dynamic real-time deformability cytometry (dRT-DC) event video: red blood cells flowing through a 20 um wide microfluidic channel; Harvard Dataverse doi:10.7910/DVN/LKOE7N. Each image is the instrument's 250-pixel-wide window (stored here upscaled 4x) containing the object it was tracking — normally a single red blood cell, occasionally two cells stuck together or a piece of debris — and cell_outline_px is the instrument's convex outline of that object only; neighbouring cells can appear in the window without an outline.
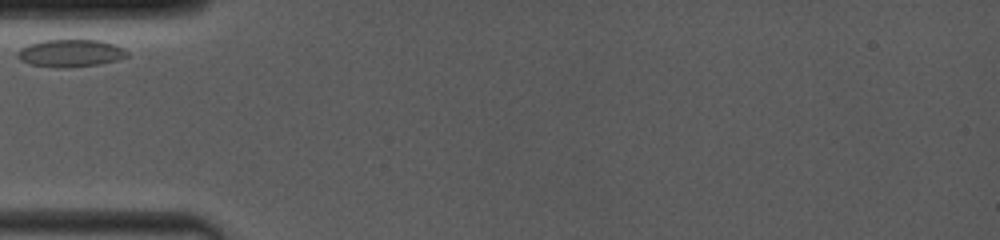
{"species": "common noctule bat (a hibernating species)", "species_latin": "Nyctalus noctula", "temperature_condition": "room temperature", "stored_images_in_passage": 2, "camera_frame_rate_fps": 4000, "um_per_image_px": 0.085, "animal": {"sex": "female", "body_mass_g": 19.0, "forearm_length_mm": 53.3}, "frame": {"image": 1, "passage_image": 1, "time_ms": 0.0, "image_size_px": [1000, 240], "cell_outline_px": [[128, 56], [116, 60], [100, 64], [68, 68], [56, 68], [28, 64], [20, 60], [16, 56], [16, 52], [20, 48], [28, 44], [44, 40], [100, 40], [124, 48], [128, 52]], "centroid_in_image_um": [5.95, 4.53], "position_along_channel_um": 79.1, "area_um2": 17.74}}